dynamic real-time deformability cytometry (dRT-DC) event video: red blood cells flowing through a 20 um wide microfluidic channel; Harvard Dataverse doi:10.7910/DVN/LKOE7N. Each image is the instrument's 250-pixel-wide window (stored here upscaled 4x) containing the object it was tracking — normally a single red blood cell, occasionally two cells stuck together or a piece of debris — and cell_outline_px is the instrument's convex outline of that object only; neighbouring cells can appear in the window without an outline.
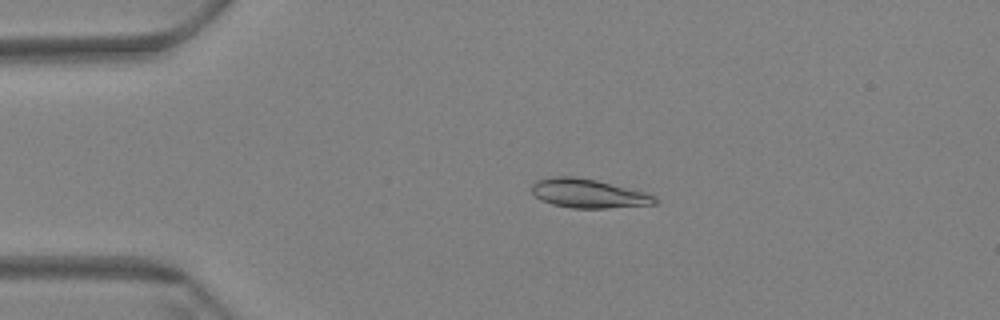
{"species": "Egyptian fruit bat (a non-hibernating species)", "species_latin": "Rousettus aegyptiacus", "temperature_condition": "warm", "stored_images_in_passage": 60, "camera_frame_rate_fps": 3000, "um_per_image_px": 0.085, "animal": {"sex": "female"}, "frame": {"image": 1, "passage_image": 13, "time_ms": 4.0, "image_size_px": [1000, 320], "cell_outline_px": [[660, 200], [656, 204], [608, 208], [572, 208], [552, 204], [540, 200], [532, 192], [532, 184], [536, 180], [548, 176], [572, 176], [596, 180], [644, 192], [656, 196]], "centroid_in_image_um": [50.0, 16.44], "position_along_channel_um": 35.0, "area_um2": 20.87}}
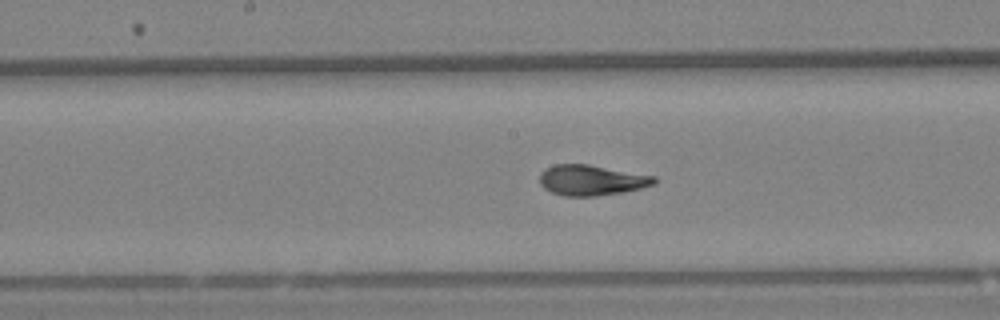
{"frame": {"image": 2, "passage_image": 31, "time_ms": 10.0, "image_size_px": [1000, 320], "cell_outline_px": [[656, 184], [624, 192], [596, 196], [564, 196], [552, 192], [544, 188], [540, 184], [540, 172], [556, 164], [588, 164], [656, 176]], "centroid_in_image_um": [50.29, 15.32], "position_along_channel_um": 197.9, "area_um2": 20.35}}
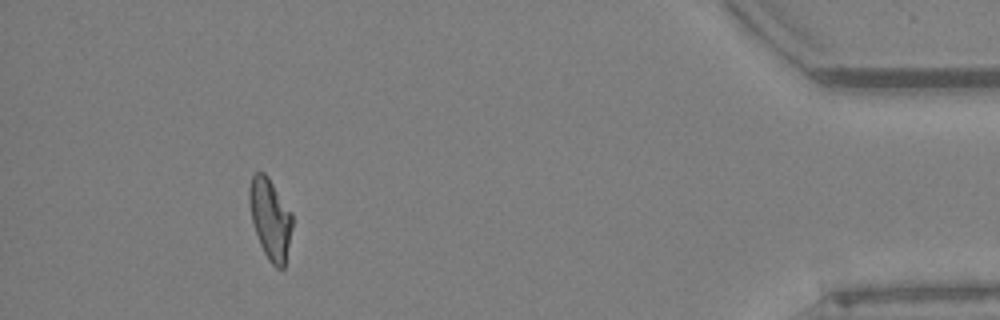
{"frame": {"image": 3, "passage_image": 55, "time_ms": 18.0, "image_size_px": [1000, 320], "cell_outline_px": [[292, 228], [284, 268], [276, 268], [268, 260], [260, 244], [252, 220], [248, 200], [248, 188], [252, 176], [256, 172], [264, 172], [268, 176], [292, 212]], "centroid_in_image_um": [22.97, 18.57], "position_along_channel_um": 412.2, "area_um2": 20.23}, "authors_computed_cell_mechanics": {"area_um2": 20.3745, "velocity_mm_per_s": 3.4311, "shape_relaxation_time_tau1_ms": 4.496, "shape_relaxation_time_tau2_ms": 0.929, "deformation_change_tau1": 0.1904, "deformation_change_tau2": 0.0597}}